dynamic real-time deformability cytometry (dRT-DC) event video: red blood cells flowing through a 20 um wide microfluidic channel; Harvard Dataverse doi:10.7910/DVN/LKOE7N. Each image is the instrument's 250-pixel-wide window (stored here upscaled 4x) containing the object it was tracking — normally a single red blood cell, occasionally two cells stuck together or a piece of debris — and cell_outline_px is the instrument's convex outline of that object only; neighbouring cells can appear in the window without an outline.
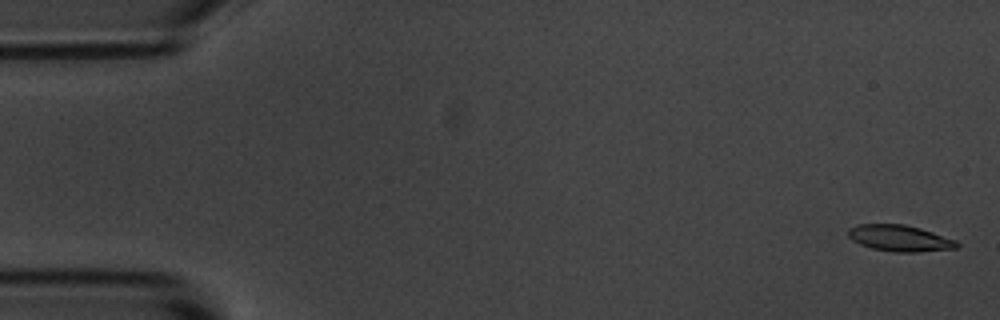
{"species": "common noctule bat (a hibernating species)", "species_latin": "Nyctalus noctula", "temperature_condition": "room temperature", "stored_images_in_passage": 5, "camera_frame_rate_fps": 3000, "um_per_image_px": 0.085, "animal": {"sex": "male", "body_mass_g": 20.1, "forearm_length_mm": 53.5}, "frame": {"image": 1, "passage_image": 1, "time_ms": 0.0, "image_size_px": [1000, 320], "cell_outline_px": [[960, 244], [956, 248], [916, 252], [892, 252], [872, 248], [860, 244], [852, 240], [848, 236], [848, 228], [856, 224], [904, 224], [920, 228], [956, 240]], "centroid_in_image_um": [76.45, 20.24], "position_along_channel_um": 8.6, "area_um2": 16.65}}
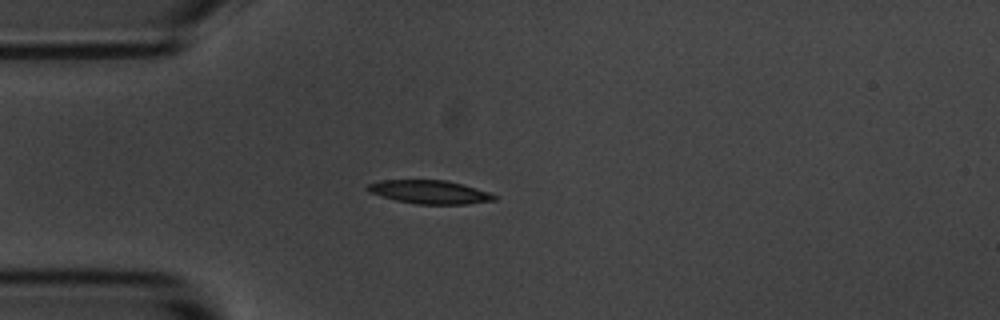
{"frame": {"image": 2, "passage_image": 5, "time_ms": 4.333, "image_size_px": [1000, 320], "cell_outline_px": [[496, 200], [468, 204], [416, 204], [396, 200], [368, 192], [368, 184], [380, 180], [444, 180], [476, 188], [488, 192], [496, 196]], "centroid_in_image_um": [36.51, 16.32], "position_along_channel_um": 48.5, "area_um2": 17.11}}